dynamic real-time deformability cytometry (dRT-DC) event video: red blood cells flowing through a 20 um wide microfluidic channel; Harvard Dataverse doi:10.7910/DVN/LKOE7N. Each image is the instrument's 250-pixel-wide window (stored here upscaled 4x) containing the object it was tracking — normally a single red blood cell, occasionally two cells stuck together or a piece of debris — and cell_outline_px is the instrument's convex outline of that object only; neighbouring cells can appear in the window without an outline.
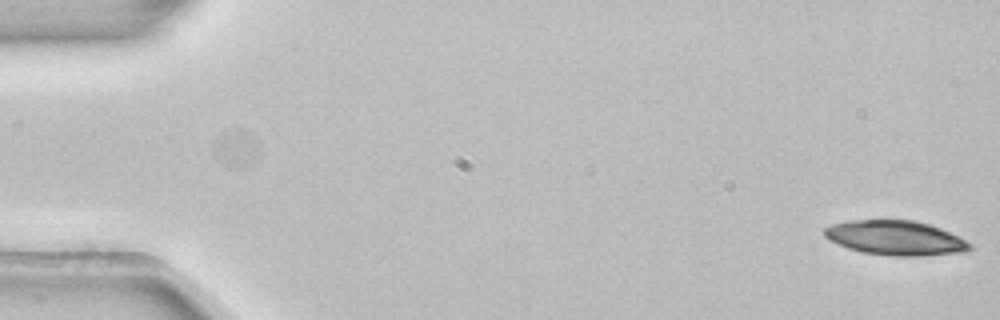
{"species": "common noctule bat (a hibernating species)", "species_latin": "Nyctalus noctula", "temperature_condition": "room temperature", "stored_images_in_passage": 5, "segment_of_instrument_passage": [2, 2], "camera_frame_rate_fps": 3000, "um_per_image_px": 0.085, "animal": {"sex": "female", "body_mass_g": 22.7, "forearm_length_mm": 54.2}, "frame": {"image": 1, "passage_image": 5, "time_ms": 1.333, "image_size_px": [1000, 320], "cell_outline_px": [[972, 248], [964, 252], [924, 256], [892, 256], [860, 252], [848, 248], [828, 240], [824, 236], [824, 228], [832, 224], [852, 220], [916, 220], [940, 228], [960, 236], [972, 244]], "centroid_in_image_um": [76.13, 20.23], "position_along_channel_um": 8.9, "area_um2": 29.54}}